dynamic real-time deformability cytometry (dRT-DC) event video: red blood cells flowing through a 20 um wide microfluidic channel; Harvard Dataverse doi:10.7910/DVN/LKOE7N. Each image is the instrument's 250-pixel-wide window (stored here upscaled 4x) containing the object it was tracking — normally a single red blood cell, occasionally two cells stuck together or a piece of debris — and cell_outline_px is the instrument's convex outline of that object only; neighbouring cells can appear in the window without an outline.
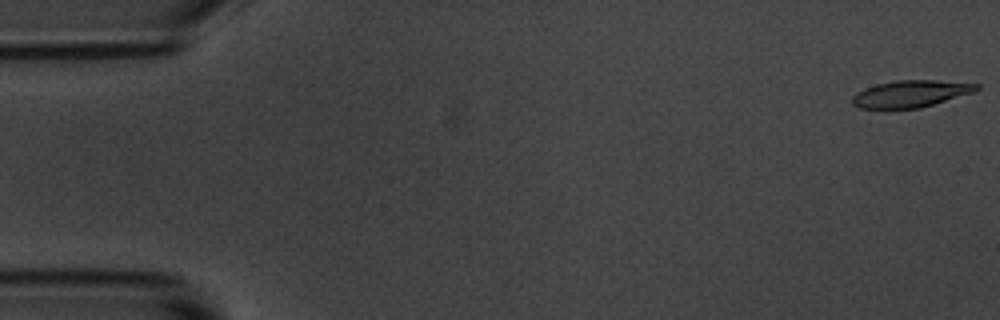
{"species": "common noctule bat (a hibernating species)", "species_latin": "Nyctalus noctula", "temperature_condition": "room temperature", "stored_images_in_passage": 4, "camera_frame_rate_fps": 3000, "um_per_image_px": 0.085, "animal": {"sex": "male", "body_mass_g": 20.1, "forearm_length_mm": 53.5}, "frame": {"image": 1, "passage_image": 1, "time_ms": 0.0, "image_size_px": [1000, 320], "cell_outline_px": [[980, 88], [976, 92], [920, 108], [860, 108], [852, 104], [852, 96], [856, 92], [864, 88], [876, 84], [896, 80], [936, 80], [980, 84]], "centroid_in_image_um": [77.43, 7.96], "position_along_channel_um": 7.6, "area_um2": 19.59}}
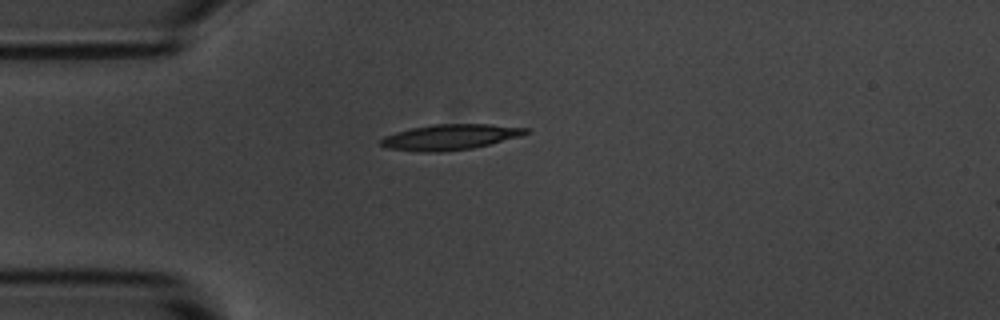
{"frame": {"image": 2, "passage_image": 4, "time_ms": 4.333, "image_size_px": [1000, 320], "cell_outline_px": [[532, 132], [520, 136], [472, 148], [444, 152], [424, 152], [388, 148], [380, 144], [380, 140], [384, 136], [396, 132], [412, 128], [432, 124], [488, 124], [532, 128]], "centroid_in_image_um": [38.3, 11.64], "position_along_channel_um": 46.7, "area_um2": 21.56}}